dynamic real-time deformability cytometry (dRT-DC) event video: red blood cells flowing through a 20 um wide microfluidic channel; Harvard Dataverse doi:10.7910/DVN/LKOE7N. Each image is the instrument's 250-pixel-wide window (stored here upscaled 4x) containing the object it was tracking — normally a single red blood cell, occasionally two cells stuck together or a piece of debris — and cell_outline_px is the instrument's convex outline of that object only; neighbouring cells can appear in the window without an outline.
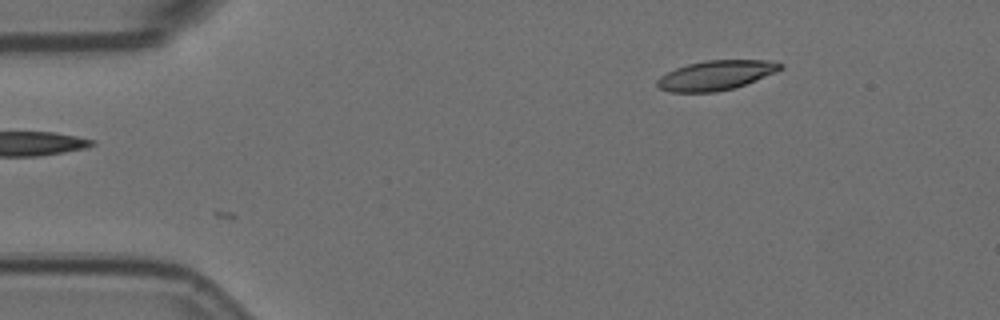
{"species": "Egyptian fruit bat (a non-hibernating species)", "species_latin": "Rousettus aegyptiacus", "temperature_condition": "room temperature", "stored_images_in_passage": 4, "camera_frame_rate_fps": 3000, "um_per_image_px": 0.085, "animal": {"sex": "female"}, "frame": {"image": 1, "passage_image": 4, "time_ms": 1.0, "image_size_px": [1000, 320], "cell_outline_px": [[784, 68], [776, 72], [744, 84], [732, 88], [716, 92], [668, 92], [660, 88], [656, 84], [656, 80], [660, 76], [676, 68], [688, 64], [708, 60], [772, 60], [784, 64]], "centroid_in_image_um": [60.86, 6.39], "position_along_channel_um": 24.1, "area_um2": 21.15}}